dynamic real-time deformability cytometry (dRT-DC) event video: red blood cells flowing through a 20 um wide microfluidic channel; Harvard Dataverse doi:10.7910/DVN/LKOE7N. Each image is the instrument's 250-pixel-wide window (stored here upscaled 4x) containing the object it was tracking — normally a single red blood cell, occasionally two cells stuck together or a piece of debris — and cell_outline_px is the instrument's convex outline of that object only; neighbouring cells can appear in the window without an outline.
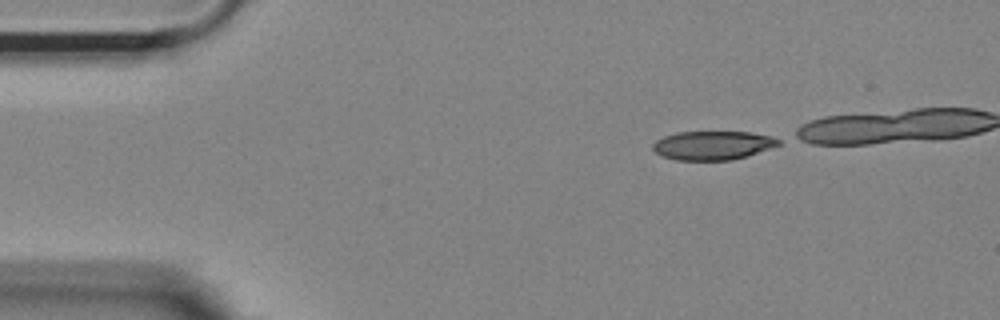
{"species": "Egyptian fruit bat (a non-hibernating species)", "species_latin": "Rousettus aegyptiacus", "temperature_condition": "room temperature", "stored_images_in_passage": 36, "camera_frame_rate_fps": 3000, "um_per_image_px": 0.085, "animal": {"sex": "female"}, "frame": {"image": 1, "passage_image": 1, "time_ms": 0.0, "image_size_px": [1000, 320], "cell_outline_px": [[780, 144], [732, 160], [676, 160], [664, 156], [656, 152], [652, 148], [652, 144], [656, 140], [664, 136], [676, 132], [748, 132], [772, 136], [780, 140]], "centroid_in_image_um": [60.54, 12.35], "position_along_channel_um": 24.5, "area_um2": 20.81}}
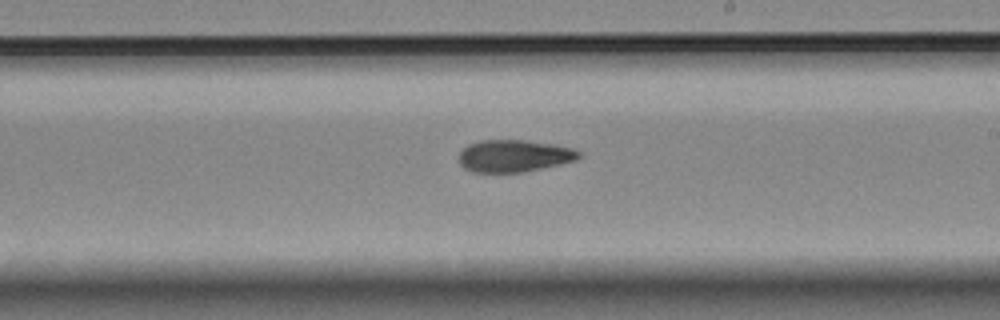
{"frame": {"image": 2, "passage_image": 24, "time_ms": 7.667, "image_size_px": [1000, 320], "cell_outline_px": [[580, 156], [576, 160], [560, 164], [520, 172], [472, 172], [464, 168], [460, 164], [460, 152], [468, 144], [480, 140], [524, 140], [556, 144], [572, 148], [580, 152]], "centroid_in_image_um": [43.69, 13.24], "position_along_channel_um": 245.3, "area_um2": 22.37}}
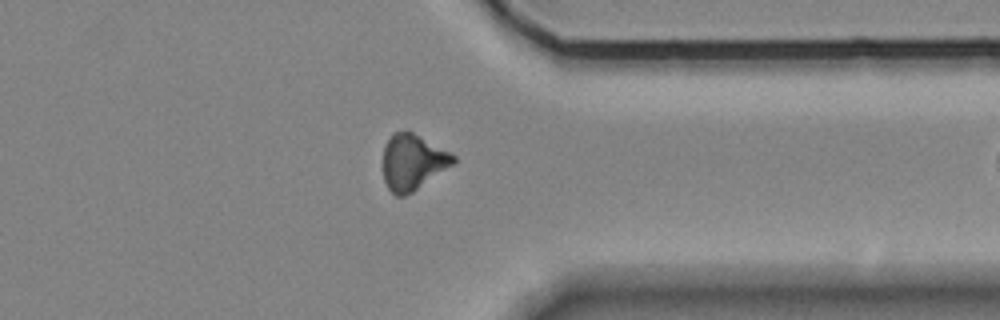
{"frame": {"image": 3, "passage_image": 35, "time_ms": 11.333, "image_size_px": [1000, 320], "cell_outline_px": [[456, 160], [452, 164], [412, 192], [404, 196], [396, 196], [388, 188], [384, 180], [384, 148], [392, 132], [408, 128], [456, 156]], "centroid_in_image_um": [35.06, 13.73], "position_along_channel_um": 376.3, "area_um2": 22.72}}